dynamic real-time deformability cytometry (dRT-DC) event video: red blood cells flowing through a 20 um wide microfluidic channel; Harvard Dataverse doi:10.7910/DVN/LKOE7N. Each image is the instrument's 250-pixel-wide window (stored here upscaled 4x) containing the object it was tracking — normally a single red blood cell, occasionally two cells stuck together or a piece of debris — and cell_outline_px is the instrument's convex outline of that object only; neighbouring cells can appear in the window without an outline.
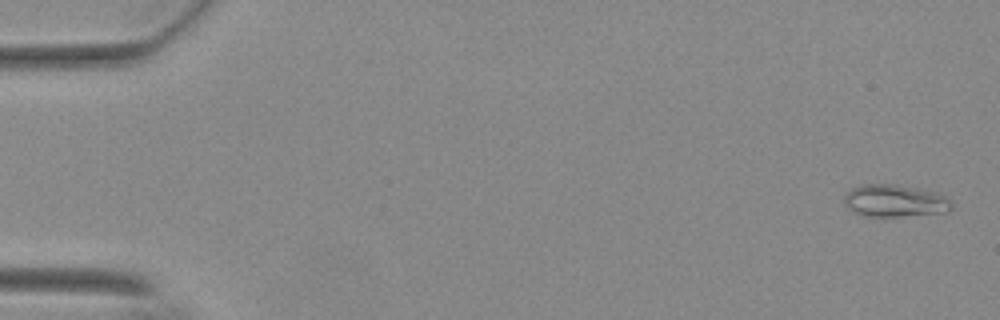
{"species": "Egyptian fruit bat (a non-hibernating species)", "species_latin": "Rousettus aegyptiacus", "temperature_condition": "warm", "stored_images_in_passage": 56, "camera_frame_rate_fps": 3000, "um_per_image_px": 0.085, "animal": {"sex": "female"}, "frame": {"image": 1, "passage_image": 2, "time_ms": 0.333, "image_size_px": [1000, 320], "cell_outline_px": [[952, 208], [948, 212], [900, 216], [864, 216], [848, 208], [844, 204], [844, 196], [852, 188], [864, 184], [892, 184], [932, 192], [948, 196], [952, 200]], "centroid_in_image_um": [76.07, 17.08], "position_along_channel_um": 8.9, "area_um2": 20.0}}
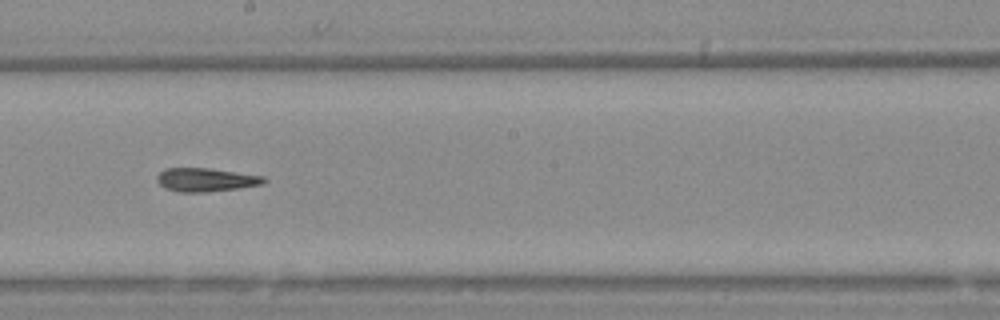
{"frame": {"image": 2, "passage_image": 32, "time_ms": 10.333, "image_size_px": [1000, 320], "cell_outline_px": [[268, 180], [264, 184], [240, 188], [208, 192], [180, 192], [164, 188], [156, 180], [156, 176], [164, 168], [208, 168], [264, 176]], "centroid_in_image_um": [17.5, 15.28], "position_along_channel_um": 230.7, "area_um2": 14.8}}
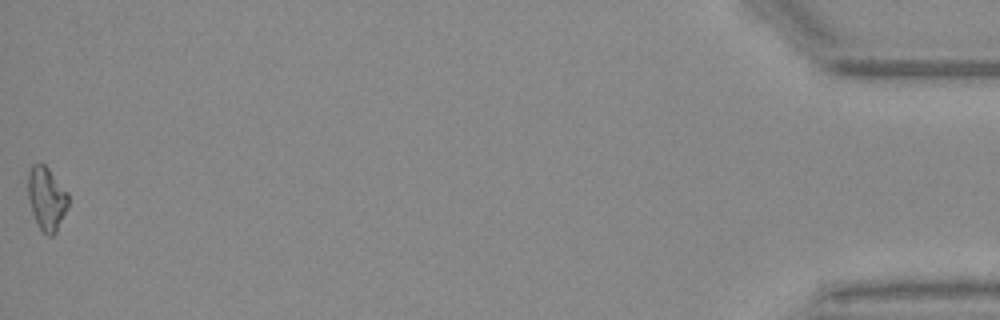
{"frame": {"image": 3, "passage_image": 56, "time_ms": 18.333, "image_size_px": [1000, 320], "cell_outline_px": [[68, 208], [56, 232], [52, 236], [48, 236], [40, 228], [32, 212], [28, 196], [28, 172], [32, 164], [40, 160], [48, 168], [68, 192]], "centroid_in_image_um": [3.96, 16.83], "position_along_channel_um": 431.2, "area_um2": 14.97}}